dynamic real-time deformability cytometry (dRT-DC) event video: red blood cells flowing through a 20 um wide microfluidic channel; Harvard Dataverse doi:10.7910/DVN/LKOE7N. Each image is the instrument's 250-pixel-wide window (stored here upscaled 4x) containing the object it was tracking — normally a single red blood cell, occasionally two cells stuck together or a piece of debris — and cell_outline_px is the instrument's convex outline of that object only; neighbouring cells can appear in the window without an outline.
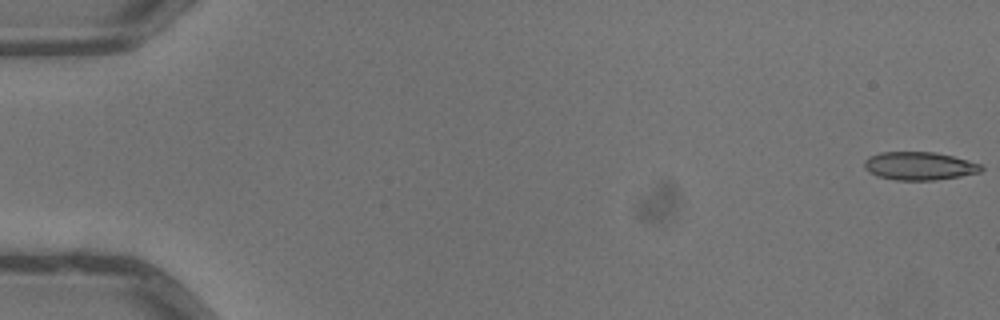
{"species": "common noctule bat (a hibernating species)", "species_latin": "Nyctalus noctula", "temperature_condition": "warm", "stored_images_in_passage": 4, "camera_frame_rate_fps": 3000, "um_per_image_px": 0.085, "animal": {"sex": "male", "body_mass_g": 13.3}, "frame": {"image": 1, "passage_image": 1, "time_ms": 0.0, "image_size_px": [1000, 320], "cell_outline_px": [[984, 168], [980, 172], [960, 176], [936, 180], [896, 180], [876, 176], [868, 172], [864, 168], [864, 160], [868, 156], [880, 152], [936, 152], [968, 160], [980, 164]], "centroid_in_image_um": [78.1, 14.1], "position_along_channel_um": 6.9, "area_um2": 19.31}}
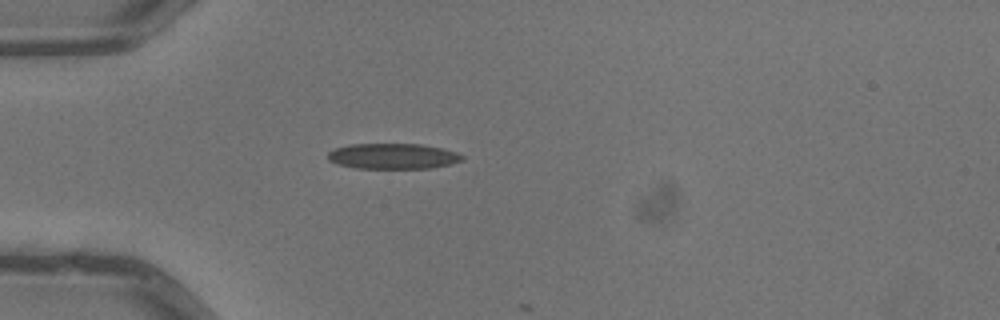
{"frame": {"image": 2, "passage_image": 4, "time_ms": 1.0, "image_size_px": [1000, 320], "cell_outline_px": [[464, 160], [452, 164], [432, 168], [356, 168], [336, 164], [328, 160], [328, 152], [336, 148], [348, 144], [420, 144], [440, 148], [456, 152], [464, 156]], "centroid_in_image_um": [33.4, 13.28], "position_along_channel_um": 51.6, "area_um2": 20.06}}